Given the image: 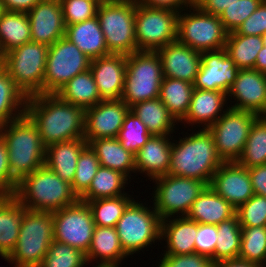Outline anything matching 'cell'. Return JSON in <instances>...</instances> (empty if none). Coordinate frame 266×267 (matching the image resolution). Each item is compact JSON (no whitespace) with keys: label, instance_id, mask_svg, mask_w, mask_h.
<instances>
[{"label":"cell","instance_id":"30","mask_svg":"<svg viewBox=\"0 0 266 267\" xmlns=\"http://www.w3.org/2000/svg\"><path fill=\"white\" fill-rule=\"evenodd\" d=\"M101 167L119 171L128 178L136 172L135 155L126 150L117 138L94 139L88 143ZM131 171V172H130Z\"/></svg>","mask_w":266,"mask_h":267},{"label":"cell","instance_id":"50","mask_svg":"<svg viewBox=\"0 0 266 267\" xmlns=\"http://www.w3.org/2000/svg\"><path fill=\"white\" fill-rule=\"evenodd\" d=\"M158 267H212L210 257L198 253L173 255L164 254Z\"/></svg>","mask_w":266,"mask_h":267},{"label":"cell","instance_id":"6","mask_svg":"<svg viewBox=\"0 0 266 267\" xmlns=\"http://www.w3.org/2000/svg\"><path fill=\"white\" fill-rule=\"evenodd\" d=\"M137 0H106L97 10V18L110 54L137 52L135 14Z\"/></svg>","mask_w":266,"mask_h":267},{"label":"cell","instance_id":"14","mask_svg":"<svg viewBox=\"0 0 266 267\" xmlns=\"http://www.w3.org/2000/svg\"><path fill=\"white\" fill-rule=\"evenodd\" d=\"M88 58L65 36L49 46L44 73V93H56L74 76L90 68Z\"/></svg>","mask_w":266,"mask_h":267},{"label":"cell","instance_id":"43","mask_svg":"<svg viewBox=\"0 0 266 267\" xmlns=\"http://www.w3.org/2000/svg\"><path fill=\"white\" fill-rule=\"evenodd\" d=\"M151 136L145 124L129 110L124 117L117 139L126 150L135 155Z\"/></svg>","mask_w":266,"mask_h":267},{"label":"cell","instance_id":"63","mask_svg":"<svg viewBox=\"0 0 266 267\" xmlns=\"http://www.w3.org/2000/svg\"><path fill=\"white\" fill-rule=\"evenodd\" d=\"M6 196L1 190H0V201Z\"/></svg>","mask_w":266,"mask_h":267},{"label":"cell","instance_id":"48","mask_svg":"<svg viewBox=\"0 0 266 267\" xmlns=\"http://www.w3.org/2000/svg\"><path fill=\"white\" fill-rule=\"evenodd\" d=\"M104 1L60 0L65 25L83 22L97 16L99 5Z\"/></svg>","mask_w":266,"mask_h":267},{"label":"cell","instance_id":"53","mask_svg":"<svg viewBox=\"0 0 266 267\" xmlns=\"http://www.w3.org/2000/svg\"><path fill=\"white\" fill-rule=\"evenodd\" d=\"M137 2L146 7L168 9L178 13H181L182 8V11L185 10L184 6H189L187 9H190L191 6L196 4L194 0H137Z\"/></svg>","mask_w":266,"mask_h":267},{"label":"cell","instance_id":"20","mask_svg":"<svg viewBox=\"0 0 266 267\" xmlns=\"http://www.w3.org/2000/svg\"><path fill=\"white\" fill-rule=\"evenodd\" d=\"M209 186L235 209L254 195L248 168L237 162H224Z\"/></svg>","mask_w":266,"mask_h":267},{"label":"cell","instance_id":"51","mask_svg":"<svg viewBox=\"0 0 266 267\" xmlns=\"http://www.w3.org/2000/svg\"><path fill=\"white\" fill-rule=\"evenodd\" d=\"M240 35L262 36L266 32V0L237 28Z\"/></svg>","mask_w":266,"mask_h":267},{"label":"cell","instance_id":"19","mask_svg":"<svg viewBox=\"0 0 266 267\" xmlns=\"http://www.w3.org/2000/svg\"><path fill=\"white\" fill-rule=\"evenodd\" d=\"M27 15L31 42L51 46L65 36L66 25L60 0H41Z\"/></svg>","mask_w":266,"mask_h":267},{"label":"cell","instance_id":"31","mask_svg":"<svg viewBox=\"0 0 266 267\" xmlns=\"http://www.w3.org/2000/svg\"><path fill=\"white\" fill-rule=\"evenodd\" d=\"M127 255L121 247L115 227L95 226L92 242L86 253L87 262L100 259L98 265L118 266ZM119 263V264H118Z\"/></svg>","mask_w":266,"mask_h":267},{"label":"cell","instance_id":"21","mask_svg":"<svg viewBox=\"0 0 266 267\" xmlns=\"http://www.w3.org/2000/svg\"><path fill=\"white\" fill-rule=\"evenodd\" d=\"M93 74L101 101H117L124 90L126 55L110 54L91 60Z\"/></svg>","mask_w":266,"mask_h":267},{"label":"cell","instance_id":"1","mask_svg":"<svg viewBox=\"0 0 266 267\" xmlns=\"http://www.w3.org/2000/svg\"><path fill=\"white\" fill-rule=\"evenodd\" d=\"M25 113L35 123L43 144L84 138L85 109L62 100L56 93L26 99Z\"/></svg>","mask_w":266,"mask_h":267},{"label":"cell","instance_id":"12","mask_svg":"<svg viewBox=\"0 0 266 267\" xmlns=\"http://www.w3.org/2000/svg\"><path fill=\"white\" fill-rule=\"evenodd\" d=\"M178 12L150 8L136 1L135 37L138 51H157L177 39Z\"/></svg>","mask_w":266,"mask_h":267},{"label":"cell","instance_id":"38","mask_svg":"<svg viewBox=\"0 0 266 267\" xmlns=\"http://www.w3.org/2000/svg\"><path fill=\"white\" fill-rule=\"evenodd\" d=\"M26 99L6 70L2 68L0 70V126L25 114Z\"/></svg>","mask_w":266,"mask_h":267},{"label":"cell","instance_id":"39","mask_svg":"<svg viewBox=\"0 0 266 267\" xmlns=\"http://www.w3.org/2000/svg\"><path fill=\"white\" fill-rule=\"evenodd\" d=\"M237 163L246 168L266 164V116L254 120Z\"/></svg>","mask_w":266,"mask_h":267},{"label":"cell","instance_id":"59","mask_svg":"<svg viewBox=\"0 0 266 267\" xmlns=\"http://www.w3.org/2000/svg\"><path fill=\"white\" fill-rule=\"evenodd\" d=\"M6 12V8L3 4V2L0 0V18L2 17V15Z\"/></svg>","mask_w":266,"mask_h":267},{"label":"cell","instance_id":"2","mask_svg":"<svg viewBox=\"0 0 266 267\" xmlns=\"http://www.w3.org/2000/svg\"><path fill=\"white\" fill-rule=\"evenodd\" d=\"M224 162L218 156L212 134L202 128L172 143L168 174L197 179L210 185L213 174Z\"/></svg>","mask_w":266,"mask_h":267},{"label":"cell","instance_id":"5","mask_svg":"<svg viewBox=\"0 0 266 267\" xmlns=\"http://www.w3.org/2000/svg\"><path fill=\"white\" fill-rule=\"evenodd\" d=\"M53 240V212L26 209L17 243L11 254L2 258L15 267H38Z\"/></svg>","mask_w":266,"mask_h":267},{"label":"cell","instance_id":"22","mask_svg":"<svg viewBox=\"0 0 266 267\" xmlns=\"http://www.w3.org/2000/svg\"><path fill=\"white\" fill-rule=\"evenodd\" d=\"M162 62L163 76L194 83L201 53L177 40L157 50Z\"/></svg>","mask_w":266,"mask_h":267},{"label":"cell","instance_id":"41","mask_svg":"<svg viewBox=\"0 0 266 267\" xmlns=\"http://www.w3.org/2000/svg\"><path fill=\"white\" fill-rule=\"evenodd\" d=\"M126 194L112 198L84 201L91 209L95 226L115 227L124 210L132 201Z\"/></svg>","mask_w":266,"mask_h":267},{"label":"cell","instance_id":"17","mask_svg":"<svg viewBox=\"0 0 266 267\" xmlns=\"http://www.w3.org/2000/svg\"><path fill=\"white\" fill-rule=\"evenodd\" d=\"M130 107L123 101H101L85 109L84 139L117 138Z\"/></svg>","mask_w":266,"mask_h":267},{"label":"cell","instance_id":"33","mask_svg":"<svg viewBox=\"0 0 266 267\" xmlns=\"http://www.w3.org/2000/svg\"><path fill=\"white\" fill-rule=\"evenodd\" d=\"M130 110L145 124L151 135H169L174 131L177 121L159 97L138 102Z\"/></svg>","mask_w":266,"mask_h":267},{"label":"cell","instance_id":"45","mask_svg":"<svg viewBox=\"0 0 266 267\" xmlns=\"http://www.w3.org/2000/svg\"><path fill=\"white\" fill-rule=\"evenodd\" d=\"M99 167V160L95 152L87 145L79 155L75 177L71 184L78 198L88 190Z\"/></svg>","mask_w":266,"mask_h":267},{"label":"cell","instance_id":"23","mask_svg":"<svg viewBox=\"0 0 266 267\" xmlns=\"http://www.w3.org/2000/svg\"><path fill=\"white\" fill-rule=\"evenodd\" d=\"M168 135H152L135 154L136 171L146 173L152 180L167 175L170 167L172 142Z\"/></svg>","mask_w":266,"mask_h":267},{"label":"cell","instance_id":"16","mask_svg":"<svg viewBox=\"0 0 266 267\" xmlns=\"http://www.w3.org/2000/svg\"><path fill=\"white\" fill-rule=\"evenodd\" d=\"M239 68L225 49L201 53V63L193 83L194 89L228 93Z\"/></svg>","mask_w":266,"mask_h":267},{"label":"cell","instance_id":"27","mask_svg":"<svg viewBox=\"0 0 266 267\" xmlns=\"http://www.w3.org/2000/svg\"><path fill=\"white\" fill-rule=\"evenodd\" d=\"M236 215V209L208 186L192 203L186 217L197 223L218 225Z\"/></svg>","mask_w":266,"mask_h":267},{"label":"cell","instance_id":"7","mask_svg":"<svg viewBox=\"0 0 266 267\" xmlns=\"http://www.w3.org/2000/svg\"><path fill=\"white\" fill-rule=\"evenodd\" d=\"M49 46L29 42L2 55L3 68L26 98L44 93V73Z\"/></svg>","mask_w":266,"mask_h":267},{"label":"cell","instance_id":"47","mask_svg":"<svg viewBox=\"0 0 266 267\" xmlns=\"http://www.w3.org/2000/svg\"><path fill=\"white\" fill-rule=\"evenodd\" d=\"M241 227L266 226V197L254 194L236 209Z\"/></svg>","mask_w":266,"mask_h":267},{"label":"cell","instance_id":"25","mask_svg":"<svg viewBox=\"0 0 266 267\" xmlns=\"http://www.w3.org/2000/svg\"><path fill=\"white\" fill-rule=\"evenodd\" d=\"M167 219L161 220L160 237L167 241V246H165L167 251L165 250L163 254L185 255L195 253L198 223L186 216H179V218L176 217L173 220Z\"/></svg>","mask_w":266,"mask_h":267},{"label":"cell","instance_id":"8","mask_svg":"<svg viewBox=\"0 0 266 267\" xmlns=\"http://www.w3.org/2000/svg\"><path fill=\"white\" fill-rule=\"evenodd\" d=\"M163 78L162 62L157 51H137L127 55L121 100L131 107L138 102L158 98Z\"/></svg>","mask_w":266,"mask_h":267},{"label":"cell","instance_id":"26","mask_svg":"<svg viewBox=\"0 0 266 267\" xmlns=\"http://www.w3.org/2000/svg\"><path fill=\"white\" fill-rule=\"evenodd\" d=\"M65 37L91 60L110 55L97 16L67 25Z\"/></svg>","mask_w":266,"mask_h":267},{"label":"cell","instance_id":"36","mask_svg":"<svg viewBox=\"0 0 266 267\" xmlns=\"http://www.w3.org/2000/svg\"><path fill=\"white\" fill-rule=\"evenodd\" d=\"M262 36L228 33L225 50L239 69H254L256 57L263 48Z\"/></svg>","mask_w":266,"mask_h":267},{"label":"cell","instance_id":"10","mask_svg":"<svg viewBox=\"0 0 266 267\" xmlns=\"http://www.w3.org/2000/svg\"><path fill=\"white\" fill-rule=\"evenodd\" d=\"M150 208L133 198L115 225L127 256L146 248L155 240H161V218L153 207V210Z\"/></svg>","mask_w":266,"mask_h":267},{"label":"cell","instance_id":"44","mask_svg":"<svg viewBox=\"0 0 266 267\" xmlns=\"http://www.w3.org/2000/svg\"><path fill=\"white\" fill-rule=\"evenodd\" d=\"M86 263V254L83 251L53 240L38 267H83Z\"/></svg>","mask_w":266,"mask_h":267},{"label":"cell","instance_id":"35","mask_svg":"<svg viewBox=\"0 0 266 267\" xmlns=\"http://www.w3.org/2000/svg\"><path fill=\"white\" fill-rule=\"evenodd\" d=\"M193 91V83L163 78L159 98L177 122H181L187 115Z\"/></svg>","mask_w":266,"mask_h":267},{"label":"cell","instance_id":"62","mask_svg":"<svg viewBox=\"0 0 266 267\" xmlns=\"http://www.w3.org/2000/svg\"><path fill=\"white\" fill-rule=\"evenodd\" d=\"M3 68V57L0 55V70Z\"/></svg>","mask_w":266,"mask_h":267},{"label":"cell","instance_id":"11","mask_svg":"<svg viewBox=\"0 0 266 267\" xmlns=\"http://www.w3.org/2000/svg\"><path fill=\"white\" fill-rule=\"evenodd\" d=\"M157 183L154 191V209L161 220L173 215L186 216L192 203L209 186L197 179L173 176L170 174L154 178Z\"/></svg>","mask_w":266,"mask_h":267},{"label":"cell","instance_id":"9","mask_svg":"<svg viewBox=\"0 0 266 267\" xmlns=\"http://www.w3.org/2000/svg\"><path fill=\"white\" fill-rule=\"evenodd\" d=\"M190 8L193 12L178 14L176 40L200 53L224 49L228 32L219 16L206 13L197 5Z\"/></svg>","mask_w":266,"mask_h":267},{"label":"cell","instance_id":"60","mask_svg":"<svg viewBox=\"0 0 266 267\" xmlns=\"http://www.w3.org/2000/svg\"><path fill=\"white\" fill-rule=\"evenodd\" d=\"M262 40H263L264 46H266V32L262 35Z\"/></svg>","mask_w":266,"mask_h":267},{"label":"cell","instance_id":"24","mask_svg":"<svg viewBox=\"0 0 266 267\" xmlns=\"http://www.w3.org/2000/svg\"><path fill=\"white\" fill-rule=\"evenodd\" d=\"M87 145L84 138L50 144L46 147L44 165L72 184L79 155Z\"/></svg>","mask_w":266,"mask_h":267},{"label":"cell","instance_id":"56","mask_svg":"<svg viewBox=\"0 0 266 267\" xmlns=\"http://www.w3.org/2000/svg\"><path fill=\"white\" fill-rule=\"evenodd\" d=\"M6 8V11L14 12H29L41 0H1Z\"/></svg>","mask_w":266,"mask_h":267},{"label":"cell","instance_id":"13","mask_svg":"<svg viewBox=\"0 0 266 267\" xmlns=\"http://www.w3.org/2000/svg\"><path fill=\"white\" fill-rule=\"evenodd\" d=\"M223 115L207 129L213 136L223 162H237L242 155L251 126L258 115L227 107Z\"/></svg>","mask_w":266,"mask_h":267},{"label":"cell","instance_id":"37","mask_svg":"<svg viewBox=\"0 0 266 267\" xmlns=\"http://www.w3.org/2000/svg\"><path fill=\"white\" fill-rule=\"evenodd\" d=\"M128 178L123 173L105 167H99L88 188L79 198L81 201H92L103 198H112L120 195L127 184Z\"/></svg>","mask_w":266,"mask_h":267},{"label":"cell","instance_id":"29","mask_svg":"<svg viewBox=\"0 0 266 267\" xmlns=\"http://www.w3.org/2000/svg\"><path fill=\"white\" fill-rule=\"evenodd\" d=\"M24 207L13 195H6L0 201V256H9L20 232Z\"/></svg>","mask_w":266,"mask_h":267},{"label":"cell","instance_id":"40","mask_svg":"<svg viewBox=\"0 0 266 267\" xmlns=\"http://www.w3.org/2000/svg\"><path fill=\"white\" fill-rule=\"evenodd\" d=\"M217 234L214 263L221 260L238 259L241 245V226L237 215L218 224Z\"/></svg>","mask_w":266,"mask_h":267},{"label":"cell","instance_id":"28","mask_svg":"<svg viewBox=\"0 0 266 267\" xmlns=\"http://www.w3.org/2000/svg\"><path fill=\"white\" fill-rule=\"evenodd\" d=\"M226 96L227 93L221 91L194 89L188 113L182 122L191 126L203 123V128L207 129L223 115L221 111L227 103Z\"/></svg>","mask_w":266,"mask_h":267},{"label":"cell","instance_id":"4","mask_svg":"<svg viewBox=\"0 0 266 267\" xmlns=\"http://www.w3.org/2000/svg\"><path fill=\"white\" fill-rule=\"evenodd\" d=\"M13 196L27 209L54 212L79 200L70 183L45 165L24 176Z\"/></svg>","mask_w":266,"mask_h":267},{"label":"cell","instance_id":"54","mask_svg":"<svg viewBox=\"0 0 266 267\" xmlns=\"http://www.w3.org/2000/svg\"><path fill=\"white\" fill-rule=\"evenodd\" d=\"M254 194L266 197V164L248 168Z\"/></svg>","mask_w":266,"mask_h":267},{"label":"cell","instance_id":"49","mask_svg":"<svg viewBox=\"0 0 266 267\" xmlns=\"http://www.w3.org/2000/svg\"><path fill=\"white\" fill-rule=\"evenodd\" d=\"M217 238V225L198 223L195 238V253L210 257L214 263V249Z\"/></svg>","mask_w":266,"mask_h":267},{"label":"cell","instance_id":"15","mask_svg":"<svg viewBox=\"0 0 266 267\" xmlns=\"http://www.w3.org/2000/svg\"><path fill=\"white\" fill-rule=\"evenodd\" d=\"M95 223L90 207L80 199L53 212L54 240L83 251L90 248Z\"/></svg>","mask_w":266,"mask_h":267},{"label":"cell","instance_id":"57","mask_svg":"<svg viewBox=\"0 0 266 267\" xmlns=\"http://www.w3.org/2000/svg\"><path fill=\"white\" fill-rule=\"evenodd\" d=\"M212 267H262V266L241 259H231V260H221L215 262L213 263Z\"/></svg>","mask_w":266,"mask_h":267},{"label":"cell","instance_id":"42","mask_svg":"<svg viewBox=\"0 0 266 267\" xmlns=\"http://www.w3.org/2000/svg\"><path fill=\"white\" fill-rule=\"evenodd\" d=\"M238 259L265 267L266 226L241 227V245Z\"/></svg>","mask_w":266,"mask_h":267},{"label":"cell","instance_id":"52","mask_svg":"<svg viewBox=\"0 0 266 267\" xmlns=\"http://www.w3.org/2000/svg\"><path fill=\"white\" fill-rule=\"evenodd\" d=\"M18 181L11 175L7 147L0 137V190L5 195H13Z\"/></svg>","mask_w":266,"mask_h":267},{"label":"cell","instance_id":"34","mask_svg":"<svg viewBox=\"0 0 266 267\" xmlns=\"http://www.w3.org/2000/svg\"><path fill=\"white\" fill-rule=\"evenodd\" d=\"M31 42L27 13L6 11L0 18V55Z\"/></svg>","mask_w":266,"mask_h":267},{"label":"cell","instance_id":"55","mask_svg":"<svg viewBox=\"0 0 266 267\" xmlns=\"http://www.w3.org/2000/svg\"><path fill=\"white\" fill-rule=\"evenodd\" d=\"M236 1L238 0H198L195 5L206 13L219 16L224 9Z\"/></svg>","mask_w":266,"mask_h":267},{"label":"cell","instance_id":"32","mask_svg":"<svg viewBox=\"0 0 266 267\" xmlns=\"http://www.w3.org/2000/svg\"><path fill=\"white\" fill-rule=\"evenodd\" d=\"M56 94L67 103L84 109L101 102L100 94L90 69L74 76Z\"/></svg>","mask_w":266,"mask_h":267},{"label":"cell","instance_id":"61","mask_svg":"<svg viewBox=\"0 0 266 267\" xmlns=\"http://www.w3.org/2000/svg\"><path fill=\"white\" fill-rule=\"evenodd\" d=\"M95 267H118L116 265H96Z\"/></svg>","mask_w":266,"mask_h":267},{"label":"cell","instance_id":"18","mask_svg":"<svg viewBox=\"0 0 266 267\" xmlns=\"http://www.w3.org/2000/svg\"><path fill=\"white\" fill-rule=\"evenodd\" d=\"M227 96L238 102L230 108L266 116V74L255 69H239Z\"/></svg>","mask_w":266,"mask_h":267},{"label":"cell","instance_id":"46","mask_svg":"<svg viewBox=\"0 0 266 267\" xmlns=\"http://www.w3.org/2000/svg\"><path fill=\"white\" fill-rule=\"evenodd\" d=\"M264 0H238L224 9L219 18L230 33L237 28L261 5Z\"/></svg>","mask_w":266,"mask_h":267},{"label":"cell","instance_id":"58","mask_svg":"<svg viewBox=\"0 0 266 267\" xmlns=\"http://www.w3.org/2000/svg\"><path fill=\"white\" fill-rule=\"evenodd\" d=\"M254 69L266 74V46H263V48L259 51L256 57Z\"/></svg>","mask_w":266,"mask_h":267},{"label":"cell","instance_id":"3","mask_svg":"<svg viewBox=\"0 0 266 267\" xmlns=\"http://www.w3.org/2000/svg\"><path fill=\"white\" fill-rule=\"evenodd\" d=\"M0 137L7 147L11 175L18 182L44 166L46 146L37 126L26 113L1 125Z\"/></svg>","mask_w":266,"mask_h":267}]
</instances>
